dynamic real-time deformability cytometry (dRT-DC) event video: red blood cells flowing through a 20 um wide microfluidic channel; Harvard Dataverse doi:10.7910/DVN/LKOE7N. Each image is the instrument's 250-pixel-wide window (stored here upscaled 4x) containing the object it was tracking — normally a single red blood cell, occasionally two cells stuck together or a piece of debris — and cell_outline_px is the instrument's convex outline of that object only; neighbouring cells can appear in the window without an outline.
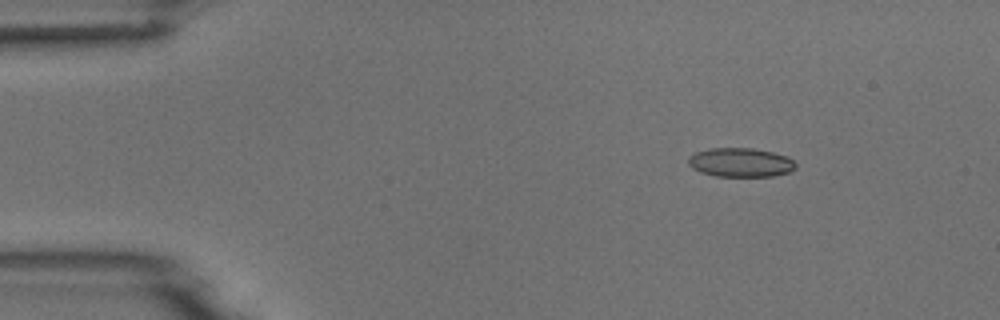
{"species": "common noctule bat (a hibernating species)", "species_latin": "Nyctalus noctula", "temperature_condition": "room temperature", "stored_images_in_passage": 10, "camera_frame_rate_fps": 3000, "um_per_image_px": 0.085, "animal": {"sex": "male", "body_mass_g": 18.8}, "frame": {"image": 1, "passage_image": 2, "time_ms": 1.333, "image_size_px": [1000, 320], "cell_outline_px": [[796, 168], [788, 172], [772, 176], [716, 176], [700, 172], [692, 168], [688, 164], [688, 156], [696, 152], [708, 148], [752, 148], [772, 152], [784, 156], [792, 160], [796, 164]], "centroid_in_image_um": [62.9, 13.8], "position_along_channel_um": 22.1, "area_um2": 18.09}}
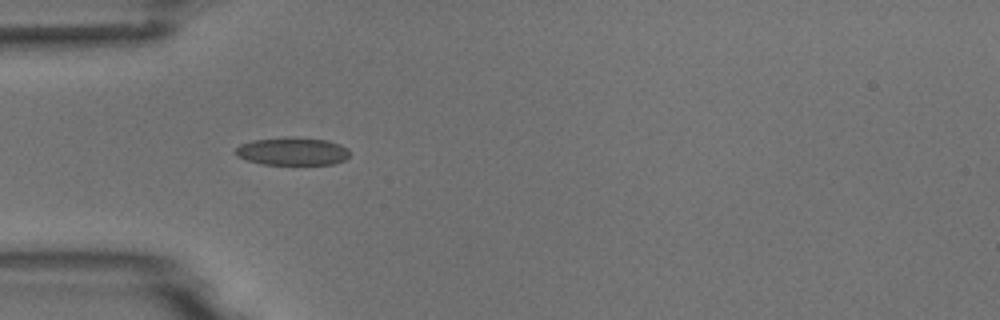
{"frame": {"image": 2, "passage_image": 4, "time_ms": 4.333, "image_size_px": [1000, 320], "cell_outline_px": [[348, 156], [344, 160], [332, 164], [264, 164], [248, 160], [236, 156], [236, 148], [240, 144], [252, 140], [292, 136], [328, 140], [340, 144], [348, 148]], "centroid_in_image_um": [24.86, 12.84], "position_along_channel_um": 60.1, "area_um2": 18.55}}
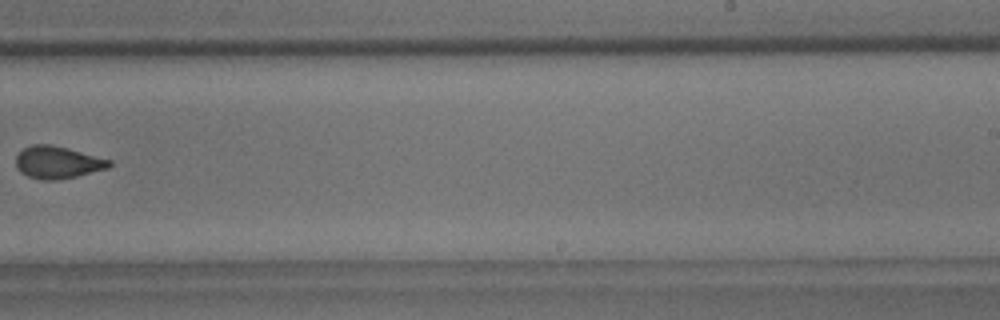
{"frame": {"image": 3, "passage_image": 9, "time_ms": 10.333, "image_size_px": [1000, 320], "cell_outline_px": [[112, 164], [108, 168], [76, 176], [56, 180], [44, 180], [28, 176], [20, 172], [16, 168], [16, 156], [24, 148], [32, 144], [52, 144], [68, 148], [112, 160]], "centroid_in_image_um": [4.89, 13.79], "position_along_channel_um": 284.1, "area_um2": 17.57}}